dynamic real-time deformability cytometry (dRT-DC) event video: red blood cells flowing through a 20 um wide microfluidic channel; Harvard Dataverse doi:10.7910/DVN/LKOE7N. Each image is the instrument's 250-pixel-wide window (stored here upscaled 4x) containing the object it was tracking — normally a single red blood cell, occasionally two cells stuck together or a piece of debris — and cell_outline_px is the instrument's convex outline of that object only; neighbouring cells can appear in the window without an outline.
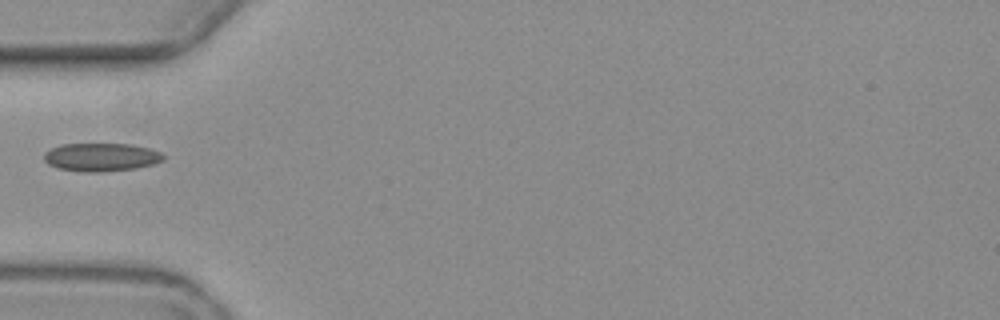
{"species": "common noctule bat (a hibernating species)", "species_latin": "Nyctalus noctula", "temperature_condition": "warm", "stored_images_in_passage": 6, "camera_frame_rate_fps": 3000, "um_per_image_px": 0.085, "animal": {"sex": "female", "body_mass_g": 19.3, "forearm_length_mm": 54.1}, "frame": {"image": 1, "passage_image": 6, "time_ms": 6.333, "image_size_px": [1000, 320], "cell_outline_px": [[164, 160], [152, 164], [136, 168], [100, 172], [84, 172], [60, 168], [48, 164], [44, 160], [44, 152], [60, 144], [132, 144], [148, 148], [160, 152], [164, 156]], "centroid_in_image_um": [8.59, 13.35], "position_along_channel_um": 76.4, "area_um2": 19.54}}